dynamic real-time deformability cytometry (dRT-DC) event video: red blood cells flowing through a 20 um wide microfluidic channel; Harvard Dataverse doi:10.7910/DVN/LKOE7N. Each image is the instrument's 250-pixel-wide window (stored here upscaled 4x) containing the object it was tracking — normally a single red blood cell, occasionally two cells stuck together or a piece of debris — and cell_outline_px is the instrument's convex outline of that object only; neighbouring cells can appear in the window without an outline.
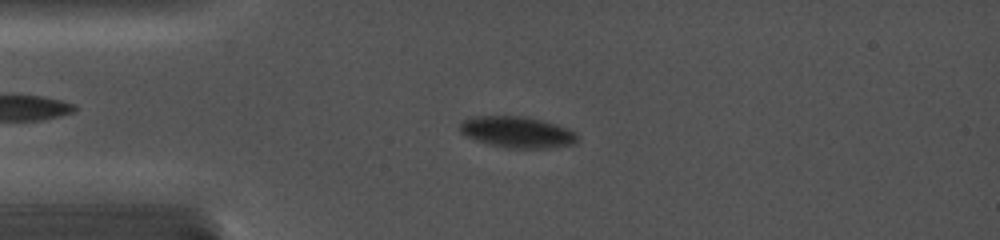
{"species": "common noctule bat (a hibernating species)", "species_latin": "Nyctalus noctula", "temperature_condition": "cold", "stored_images_in_passage": 64, "camera_frame_rate_fps": 5000, "um_per_image_px": 0.085, "animal": {"sex": "female", "body_mass_g": 19.0, "forearm_length_mm": 56.7}, "frame": {"image": 1, "passage_image": 9, "time_ms": 1.6, "image_size_px": [1000, 240], "cell_outline_px": [[580, 140], [576, 144], [552, 148], [508, 148], [476, 140], [460, 132], [460, 120], [472, 116], [524, 116], [556, 124], [568, 128], [576, 132], [580, 136]], "centroid_in_image_um": [44.02, 11.23], "position_along_channel_um": 41.0, "area_um2": 21.62}}
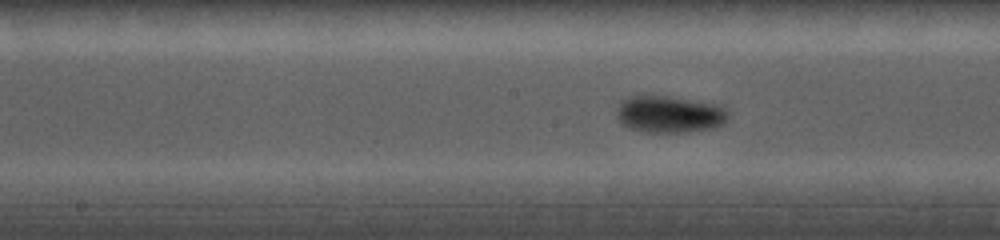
{"frame": {"image": 2, "passage_image": 28, "time_ms": 6.0, "image_size_px": [1000, 240], "cell_outline_px": [[728, 116], [724, 124], [716, 128], [684, 132], [648, 132], [628, 128], [620, 124], [616, 116], [616, 112], [620, 100], [628, 96], [668, 96], [712, 104], [724, 108], [728, 112]], "centroid_in_image_um": [56.85, 9.72], "position_along_channel_um": 191.4, "area_um2": 24.04}}
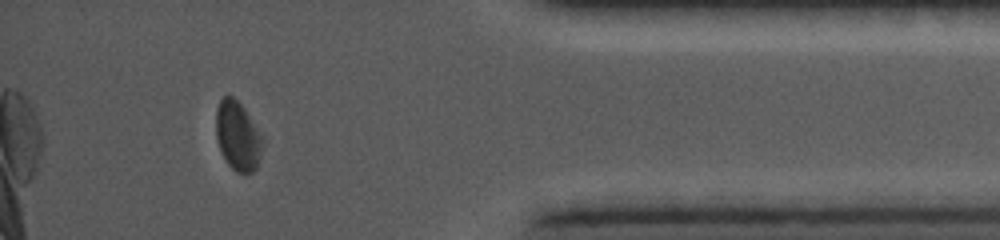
{"frame": {"image": 3, "passage_image": 58, "time_ms": 12.2, "image_size_px": [1000, 240], "cell_outline_px": [[264, 144], [260, 160], [256, 168], [252, 172], [244, 176], [236, 172], [228, 164], [220, 152], [216, 136], [216, 108], [220, 100], [224, 96], [232, 96], [244, 108], [264, 136]], "centroid_in_image_um": [20.24, 11.6], "position_along_channel_um": 415.0, "area_um2": 19.31}}